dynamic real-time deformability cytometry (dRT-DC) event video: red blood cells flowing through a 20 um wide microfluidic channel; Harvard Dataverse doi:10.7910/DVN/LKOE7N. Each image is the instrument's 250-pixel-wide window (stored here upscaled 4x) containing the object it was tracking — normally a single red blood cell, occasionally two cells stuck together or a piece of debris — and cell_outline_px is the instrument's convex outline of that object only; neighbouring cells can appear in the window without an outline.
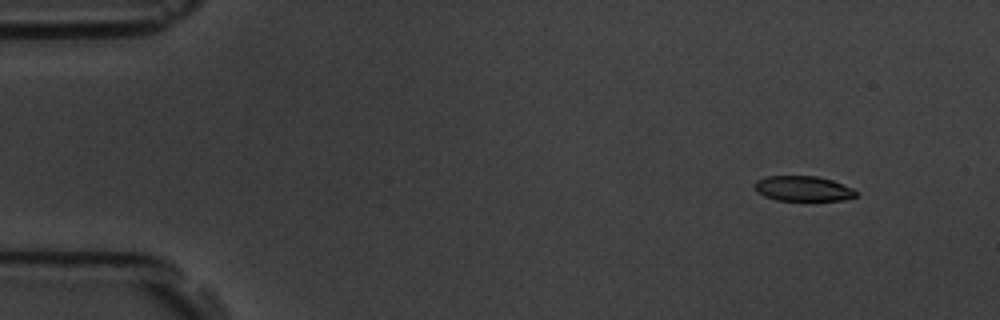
{"species": "common noctule bat (a hibernating species)", "species_latin": "Nyctalus noctula", "temperature_condition": "room temperature", "stored_images_in_passage": 15, "camera_frame_rate_fps": 3000, "um_per_image_px": 0.085, "animal": {"sex": "male", "body_mass_g": 19.5, "forearm_length_mm": 54.6}, "frame": {"image": 1, "passage_image": 2, "time_ms": 1.0, "image_size_px": [1000, 320], "cell_outline_px": [[856, 196], [844, 200], [776, 200], [764, 196], [756, 192], [752, 184], [756, 180], [768, 176], [816, 176], [832, 180], [852, 188], [856, 192]], "centroid_in_image_um": [68.2, 16.03], "position_along_channel_um": 16.8, "area_um2": 14.85}}
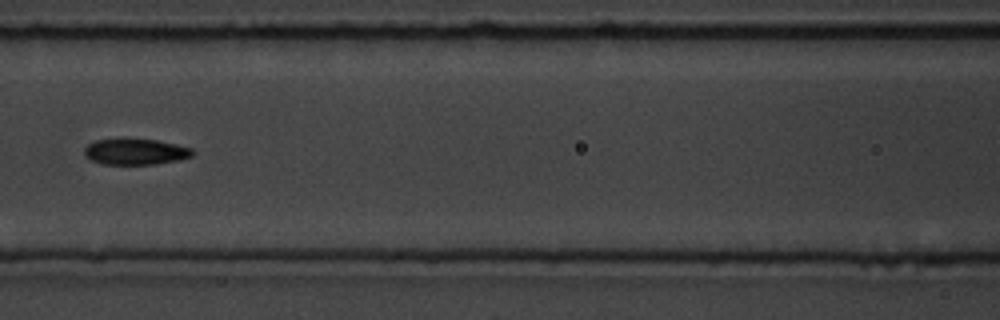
{"frame": {"image": 2, "passage_image": 7, "time_ms": 7.667, "image_size_px": [1000, 320], "cell_outline_px": [[196, 152], [192, 156], [180, 160], [156, 164], [100, 164], [92, 160], [84, 152], [84, 148], [88, 144], [96, 140], [124, 136], [156, 140], [176, 144], [192, 148]], "centroid_in_image_um": [11.53, 12.86], "position_along_channel_um": 155.1, "area_um2": 16.99}}
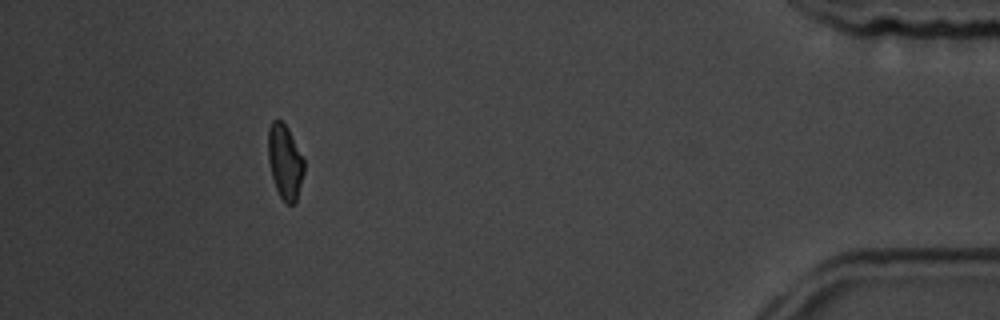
{"frame": {"image": 3, "passage_image": 14, "time_ms": 16.333, "image_size_px": [1000, 320], "cell_outline_px": [[304, 172], [296, 204], [288, 204], [280, 196], [276, 188], [272, 176], [268, 160], [268, 128], [272, 120], [280, 120], [288, 128], [304, 160]], "centroid_in_image_um": [24.22, 13.76], "position_along_channel_um": 411.0, "area_um2": 15.55}, "authors_computed_cell_mechanics": {"area_um2": 16.0106, "velocity_mm_per_s": 3.6356, "shape_relaxation_time_tau1_ms": 2.9256, "shape_relaxation_time_tau2_ms": 3.8766, "deformation_change_tau1": 0.0935, "deformation_change_tau2": 0.094}}